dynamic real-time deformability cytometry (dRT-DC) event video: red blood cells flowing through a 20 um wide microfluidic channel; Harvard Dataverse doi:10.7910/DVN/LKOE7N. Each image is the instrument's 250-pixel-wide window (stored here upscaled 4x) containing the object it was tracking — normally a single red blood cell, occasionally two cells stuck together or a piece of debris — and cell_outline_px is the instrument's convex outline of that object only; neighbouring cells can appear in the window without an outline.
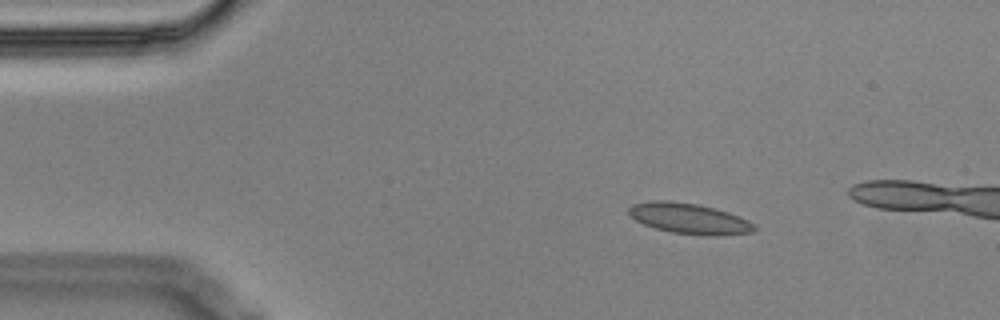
{"species": "Egyptian fruit bat (a non-hibernating species)", "species_latin": "Rousettus aegyptiacus", "temperature_condition": "cold", "stored_images_in_passage": 4, "camera_frame_rate_fps": 3000, "um_per_image_px": 0.085, "animal": {"sex": "male"}, "frame": {"image": 1, "passage_image": 2, "time_ms": 0.333, "image_size_px": [1000, 320], "cell_outline_px": [[756, 228], [752, 232], [716, 236], [708, 236], [672, 232], [656, 228], [644, 224], [636, 220], [628, 212], [628, 208], [632, 204], [652, 200], [668, 200], [696, 204], [716, 208], [728, 212], [748, 220], [756, 224]], "centroid_in_image_um": [58.6, 18.57], "position_along_channel_um": 26.4, "area_um2": 22.37}}